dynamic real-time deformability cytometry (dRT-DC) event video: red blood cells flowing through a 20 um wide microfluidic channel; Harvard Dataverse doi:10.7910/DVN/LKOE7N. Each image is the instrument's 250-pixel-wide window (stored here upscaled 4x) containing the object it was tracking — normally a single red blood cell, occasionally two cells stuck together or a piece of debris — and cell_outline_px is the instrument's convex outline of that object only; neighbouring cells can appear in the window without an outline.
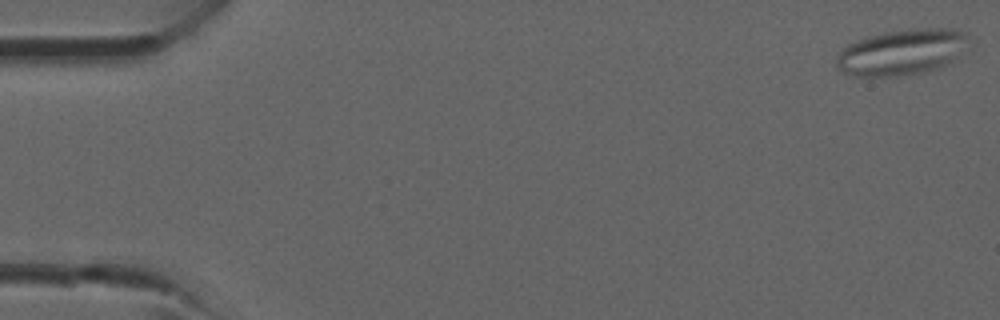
{"species": "common noctule bat (a hibernating species)", "species_latin": "Nyctalus noctula", "temperature_condition": "room temperature", "stored_images_in_passage": 41, "camera_frame_rate_fps": 3000, "um_per_image_px": 0.085, "animal": {"sex": "male", "forearm_length_mm": 52.5}, "frame": {"image": 1, "passage_image": 1, "time_ms": 0.0, "image_size_px": [1000, 320], "cell_outline_px": [[968, 36], [956, 56], [952, 60], [940, 68], [920, 72], [896, 76], [856, 76], [844, 72], [836, 68], [836, 56], [848, 44], [864, 36], [884, 32], [920, 28], [952, 28], [968, 32]], "centroid_in_image_um": [76.59, 4.42], "position_along_channel_um": 8.4, "area_um2": 34.97}}
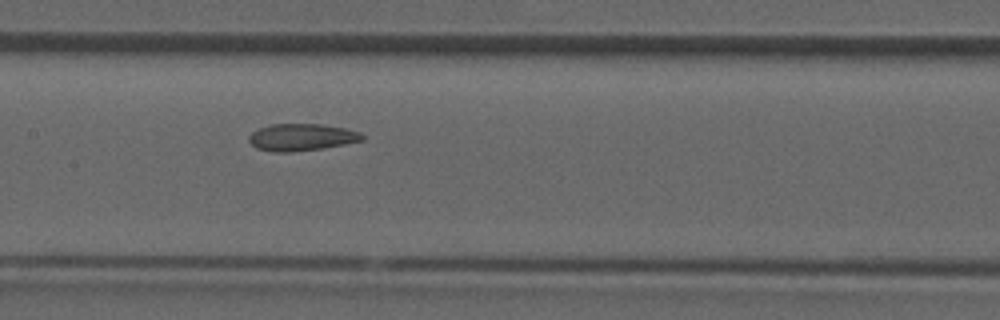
{"frame": {"image": 2, "passage_image": 20, "time_ms": 6.333, "image_size_px": [1000, 320], "cell_outline_px": [[364, 140], [344, 144], [320, 148], [288, 152], [276, 152], [256, 148], [248, 140], [248, 136], [252, 132], [260, 128], [272, 124], [320, 124], [344, 128], [360, 132], [364, 136]], "centroid_in_image_um": [25.62, 11.66], "position_along_channel_um": 181.8, "area_um2": 17.63}}
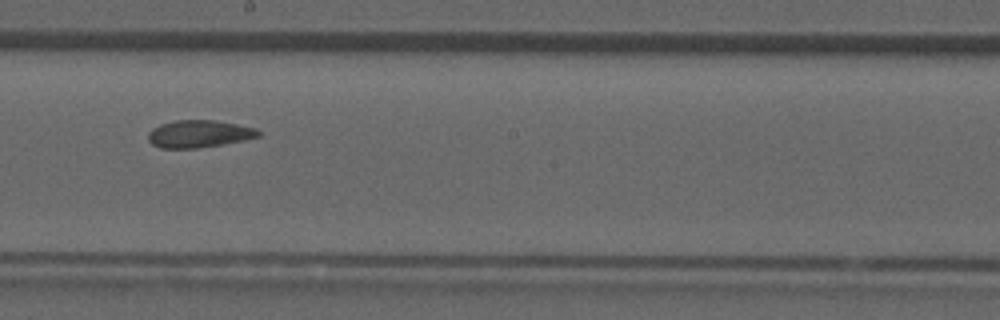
{"frame": {"image": 3, "passage_image": 23, "time_ms": 7.333, "image_size_px": [1000, 320], "cell_outline_px": [[260, 136], [244, 140], [196, 148], [160, 148], [152, 144], [148, 140], [148, 132], [152, 128], [160, 124], [172, 120], [216, 120], [256, 128], [260, 132]], "centroid_in_image_um": [16.88, 11.37], "position_along_channel_um": 231.3, "area_um2": 17.57}}